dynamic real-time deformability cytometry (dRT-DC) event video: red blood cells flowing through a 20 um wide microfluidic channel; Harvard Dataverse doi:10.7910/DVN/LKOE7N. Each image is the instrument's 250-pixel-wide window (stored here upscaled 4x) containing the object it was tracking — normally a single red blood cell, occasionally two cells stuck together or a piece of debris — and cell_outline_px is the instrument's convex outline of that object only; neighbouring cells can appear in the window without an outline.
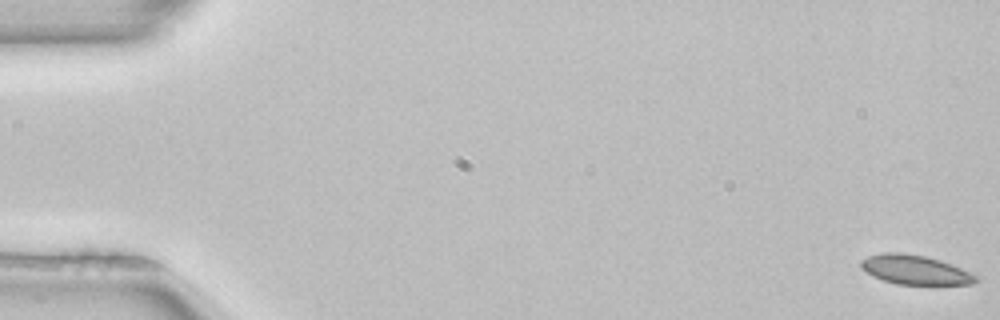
{"species": "common noctule bat (a hibernating species)", "species_latin": "Nyctalus noctula", "temperature_condition": "room temperature", "stored_images_in_passage": 52, "camera_frame_rate_fps": 3000, "um_per_image_px": 0.085, "animal": {"sex": "female", "body_mass_g": 22.7, "forearm_length_mm": 54.2}, "frame": {"image": 1, "passage_image": 1, "time_ms": 0.0, "image_size_px": [1000, 320], "cell_outline_px": [[976, 280], [972, 284], [896, 284], [872, 276], [860, 268], [860, 260], [868, 256], [884, 252], [904, 252], [924, 256], [940, 260], [952, 264], [976, 276]], "centroid_in_image_um": [77.7, 22.92], "position_along_channel_um": 7.3, "area_um2": 19.48}}
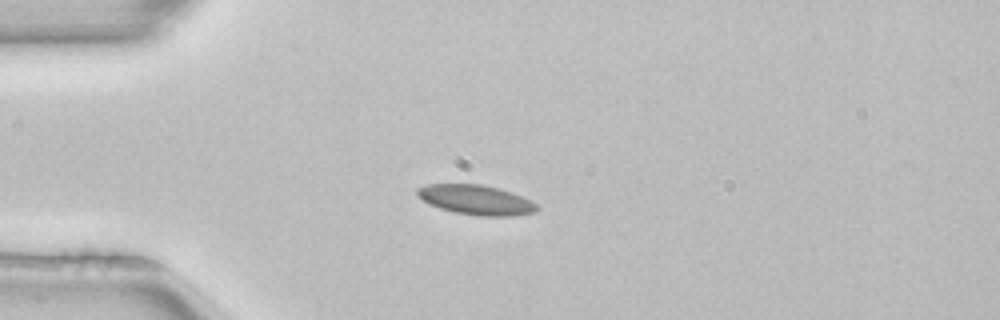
{"frame": {"image": 2, "passage_image": 14, "time_ms": 4.333, "image_size_px": [1000, 320], "cell_outline_px": [[540, 208], [536, 212], [512, 216], [480, 216], [456, 212], [440, 208], [424, 200], [416, 192], [416, 188], [428, 184], [480, 184], [500, 188], [512, 192], [532, 200]], "centroid_in_image_um": [40.53, 16.98], "position_along_channel_um": 44.5, "area_um2": 20.69}}
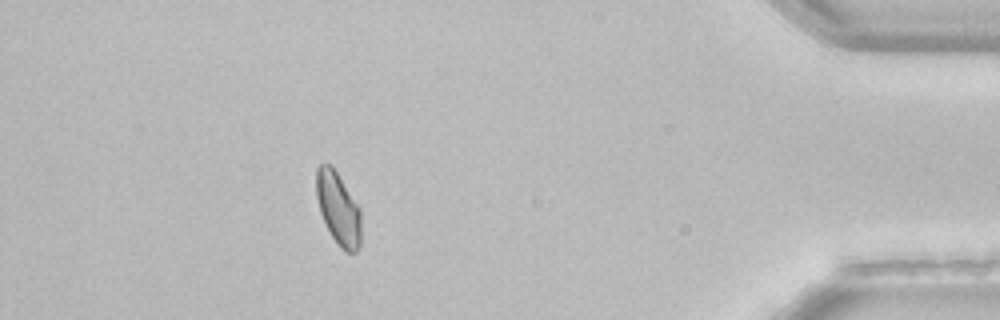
{"frame": {"image": 3, "passage_image": 47, "time_ms": 15.333, "image_size_px": [1000, 320], "cell_outline_px": [[360, 244], [356, 252], [344, 252], [336, 244], [320, 212], [316, 196], [316, 168], [320, 164], [332, 164], [360, 208]], "centroid_in_image_um": [28.74, 17.71], "position_along_channel_um": 406.5, "area_um2": 18.96}, "authors_computed_cell_mechanics": {"area_um2": 19.6809, "velocity_mm_per_s": 3.9513, "shape_relaxation_time_tau1_ms": null, "shape_relaxation_time_tau2_ms": 2.9553, "deformation_change_tau1": null, "deformation_change_tau2": 0.0653}}